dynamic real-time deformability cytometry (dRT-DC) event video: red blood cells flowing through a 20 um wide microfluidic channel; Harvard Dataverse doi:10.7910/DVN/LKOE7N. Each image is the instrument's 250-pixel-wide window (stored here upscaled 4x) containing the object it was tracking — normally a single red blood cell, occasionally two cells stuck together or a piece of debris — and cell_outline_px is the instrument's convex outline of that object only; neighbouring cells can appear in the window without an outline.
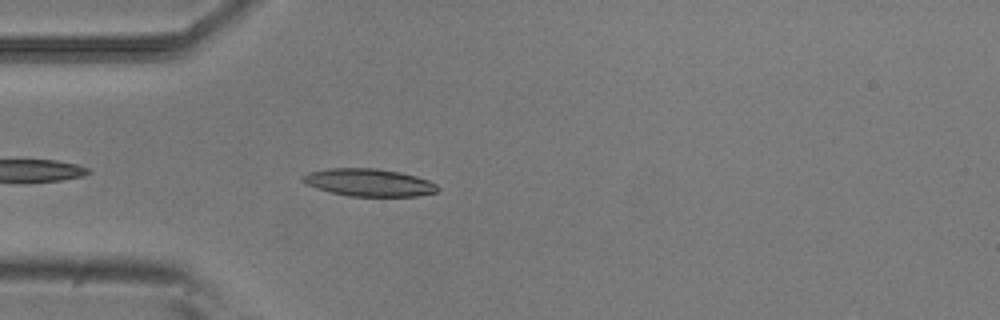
{"species": "common noctule bat (a hibernating species)", "species_latin": "Nyctalus noctula", "temperature_condition": "room temperature", "stored_images_in_passage": 5, "camera_frame_rate_fps": 3000, "um_per_image_px": 0.085, "animal": {"sex": "male", "body_mass_g": 20.5, "forearm_length_mm": 52.5}, "frame": {"image": 1, "passage_image": 5, "time_ms": 1.333, "image_size_px": [1000, 320], "cell_outline_px": [[440, 188], [436, 192], [416, 196], [348, 196], [332, 192], [308, 184], [300, 180], [300, 176], [308, 172], [328, 168], [376, 168], [400, 172], [416, 176], [428, 180], [436, 184]], "centroid_in_image_um": [31.36, 15.5], "position_along_channel_um": 53.6, "area_um2": 21.56}}